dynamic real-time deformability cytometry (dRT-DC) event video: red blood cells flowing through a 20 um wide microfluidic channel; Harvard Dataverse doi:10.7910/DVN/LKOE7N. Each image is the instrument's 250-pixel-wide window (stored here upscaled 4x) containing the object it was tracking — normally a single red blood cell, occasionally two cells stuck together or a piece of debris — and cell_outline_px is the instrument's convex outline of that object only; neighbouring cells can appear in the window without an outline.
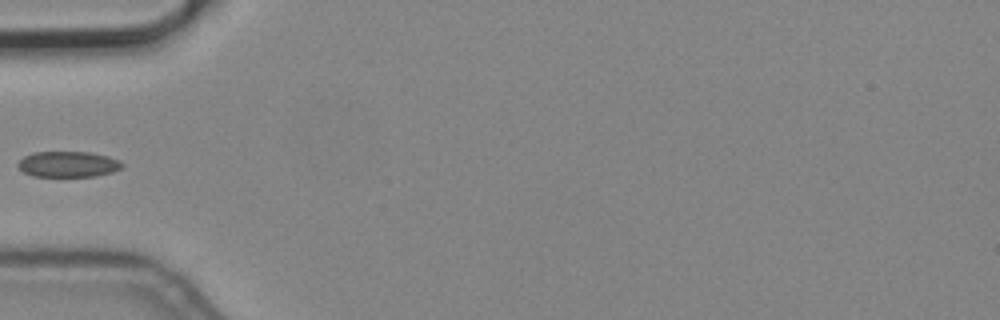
{"species": "common noctule bat (a hibernating species)", "species_latin": "Nyctalus noctula", "temperature_condition": "cold", "stored_images_in_passage": 6, "camera_frame_rate_fps": 3000, "um_per_image_px": 0.085, "animal": {"sex": "male", "body_mass_g": 19.2, "forearm_length_mm": 51.8}, "frame": {"image": 1, "passage_image": 5, "time_ms": 1.333, "image_size_px": [1000, 320], "cell_outline_px": [[124, 164], [120, 168], [112, 172], [96, 176], [32, 176], [24, 172], [16, 164], [24, 156], [32, 152], [92, 152], [108, 156], [120, 160]], "centroid_in_image_um": [5.79, 13.95], "position_along_channel_um": 79.2, "area_um2": 15.66}}